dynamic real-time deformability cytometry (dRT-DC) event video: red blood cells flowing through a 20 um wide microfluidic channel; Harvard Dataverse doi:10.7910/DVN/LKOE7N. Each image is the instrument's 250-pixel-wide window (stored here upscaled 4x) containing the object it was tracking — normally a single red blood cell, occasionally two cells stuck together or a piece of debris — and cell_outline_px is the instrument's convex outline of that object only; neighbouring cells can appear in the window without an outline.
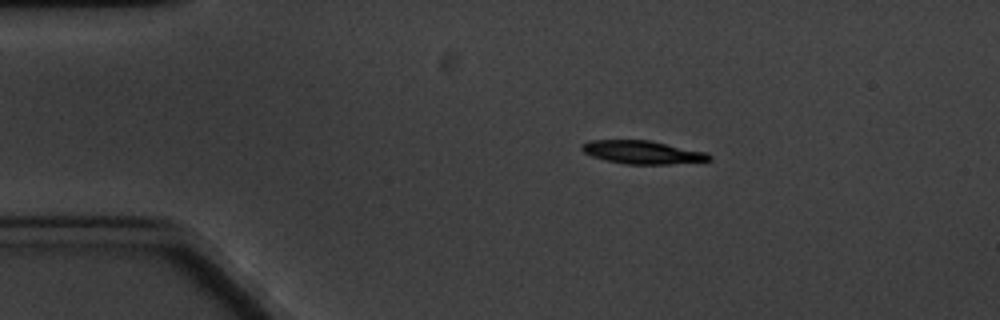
{"species": "common noctule bat (a hibernating species)", "species_latin": "Nyctalus noctula", "temperature_condition": "cold", "stored_images_in_passage": 7, "camera_frame_rate_fps": 3000, "um_per_image_px": 0.085, "animal": {"sex": "male", "body_mass_g": 20.1, "forearm_length_mm": 53.5}, "frame": {"image": 1, "passage_image": 3, "time_ms": 2.0, "image_size_px": [1000, 320], "cell_outline_px": [[712, 160], [668, 164], [628, 164], [604, 160], [592, 156], [584, 152], [580, 148], [580, 144], [592, 140], [652, 140], [708, 152], [712, 156]], "centroid_in_image_um": [54.63, 12.93], "position_along_channel_um": 30.4, "area_um2": 17.4}}
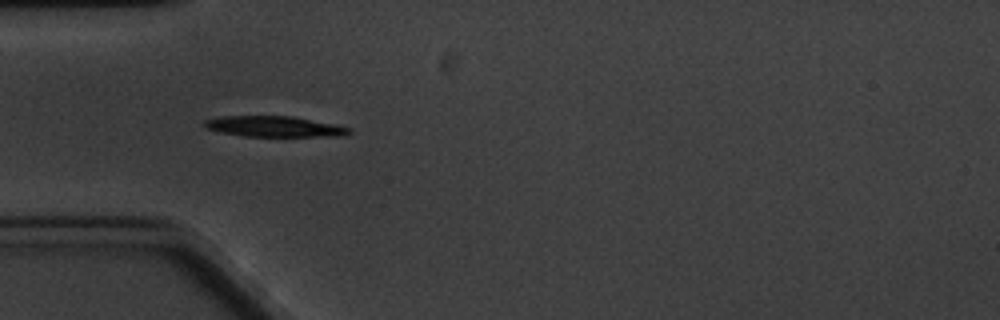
{"frame": {"image": 2, "passage_image": 5, "time_ms": 4.333, "image_size_px": [1000, 320], "cell_outline_px": [[352, 132], [344, 136], [244, 136], [220, 132], [208, 128], [204, 124], [204, 120], [224, 116], [292, 116], [336, 124], [352, 128]], "centroid_in_image_um": [23.39, 10.75], "position_along_channel_um": 61.6, "area_um2": 17.4}}